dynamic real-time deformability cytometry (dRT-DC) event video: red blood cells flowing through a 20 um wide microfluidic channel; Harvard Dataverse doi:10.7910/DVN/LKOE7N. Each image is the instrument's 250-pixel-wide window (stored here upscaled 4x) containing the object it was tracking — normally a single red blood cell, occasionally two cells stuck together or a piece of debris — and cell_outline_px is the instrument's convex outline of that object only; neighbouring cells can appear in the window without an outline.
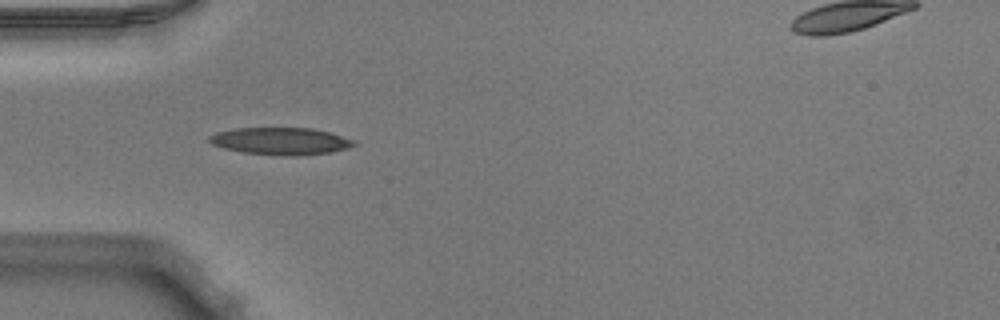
{"species": "Egyptian fruit bat (a non-hibernating species)", "species_latin": "Rousettus aegyptiacus", "temperature_condition": "warm", "stored_images_in_passage": 37, "camera_frame_rate_fps": 3000, "um_per_image_px": 0.085, "animal": {"sex": "male"}, "frame": {"image": 1, "passage_image": 1, "time_ms": 0.0, "image_size_px": [1000, 320], "cell_outline_px": [[360, 144], [348, 148], [332, 152], [296, 156], [288, 156], [244, 152], [224, 148], [212, 144], [208, 140], [208, 136], [216, 132], [236, 128], [312, 128], [332, 132], [356, 140]], "centroid_in_image_um": [23.93, 11.99], "position_along_channel_um": 61.1, "area_um2": 23.18}}
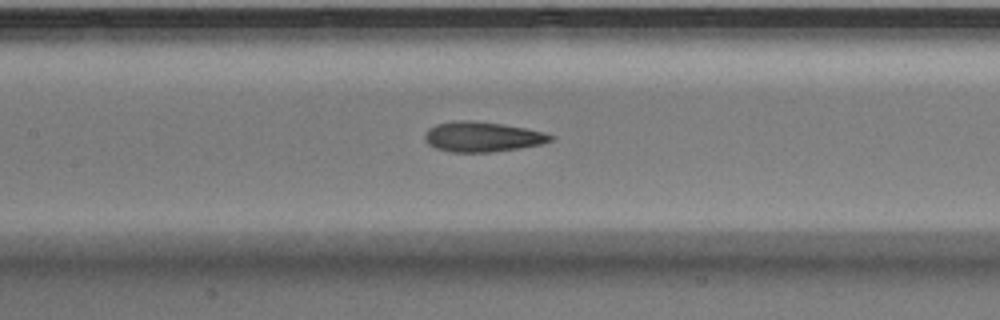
{"frame": {"image": 2, "passage_image": 9, "time_ms": 2.667, "image_size_px": [1000, 320], "cell_outline_px": [[556, 136], [552, 140], [544, 144], [520, 148], [492, 152], [452, 152], [436, 148], [428, 144], [424, 140], [424, 132], [428, 128], [436, 124], [460, 120], [468, 120], [500, 124], [524, 128], [544, 132]], "centroid_in_image_um": [41.0, 11.63], "position_along_channel_um": 166.4, "area_um2": 22.08}}
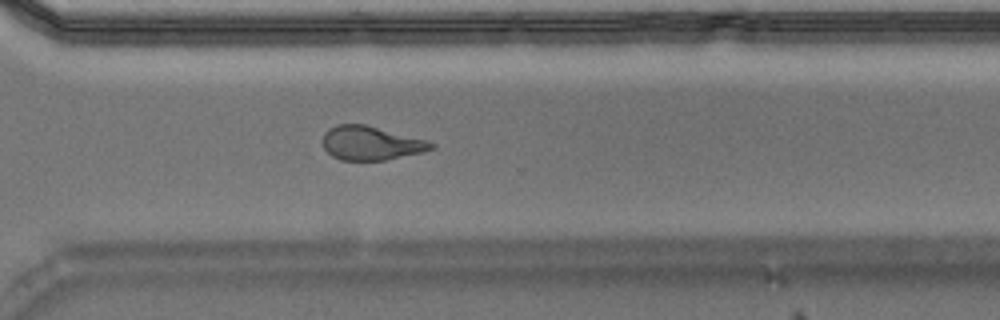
{"frame": {"image": 3, "passage_image": 22, "time_ms": 7.0, "image_size_px": [1000, 320], "cell_outline_px": [[436, 148], [420, 152], [384, 160], [340, 160], [332, 156], [324, 148], [324, 132], [328, 128], [336, 124], [364, 124], [428, 140], [436, 144]], "centroid_in_image_um": [31.53, 12.16], "position_along_channel_um": 339.1, "area_um2": 21.33}}